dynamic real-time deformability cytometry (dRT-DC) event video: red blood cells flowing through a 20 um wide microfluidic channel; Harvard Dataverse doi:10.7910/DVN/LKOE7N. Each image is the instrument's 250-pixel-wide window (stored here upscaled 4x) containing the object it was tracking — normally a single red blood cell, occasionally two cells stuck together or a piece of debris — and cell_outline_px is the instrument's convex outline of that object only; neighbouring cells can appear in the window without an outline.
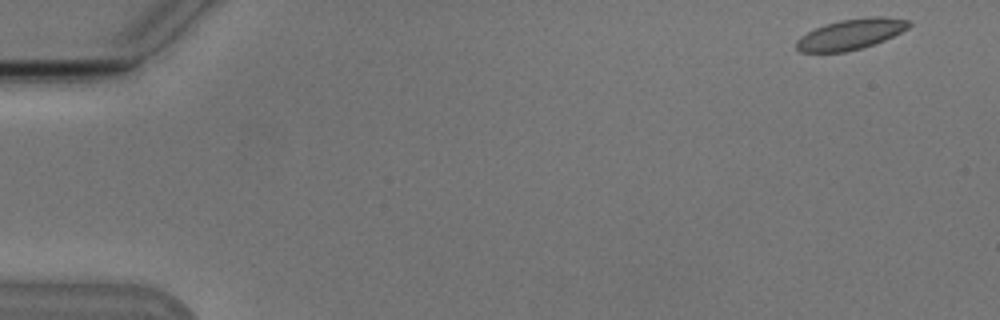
{"species": "Egyptian fruit bat (a non-hibernating species)", "species_latin": "Rousettus aegyptiacus", "temperature_condition": "cold", "stored_images_in_passage": 5, "camera_frame_rate_fps": 3000, "um_per_image_px": 0.085, "animal": {"sex": "male"}, "frame": {"image": 1, "passage_image": 1, "time_ms": 0.0, "image_size_px": [1000, 320], "cell_outline_px": [[912, 24], [908, 28], [884, 40], [860, 48], [844, 52], [800, 52], [796, 48], [796, 40], [800, 36], [824, 24], [840, 20], [872, 16], [880, 16], [908, 20]], "centroid_in_image_um": [72.29, 2.9], "position_along_channel_um": 12.7, "area_um2": 19.83}}
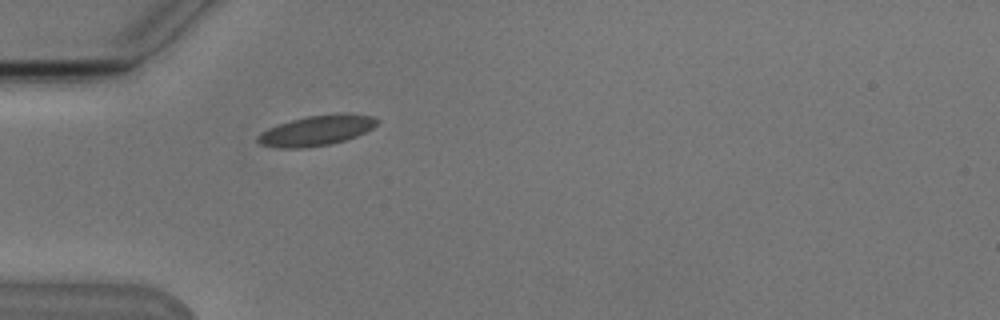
{"frame": {"image": 2, "passage_image": 5, "time_ms": 4.667, "image_size_px": [1000, 320], "cell_outline_px": [[380, 120], [372, 128], [356, 136], [332, 144], [308, 148], [276, 148], [260, 144], [256, 140], [256, 136], [260, 132], [268, 128], [292, 120], [308, 116], [336, 112], [348, 112], [372, 116]], "centroid_in_image_um": [26.9, 11.08], "position_along_channel_um": 58.1, "area_um2": 21.33}}